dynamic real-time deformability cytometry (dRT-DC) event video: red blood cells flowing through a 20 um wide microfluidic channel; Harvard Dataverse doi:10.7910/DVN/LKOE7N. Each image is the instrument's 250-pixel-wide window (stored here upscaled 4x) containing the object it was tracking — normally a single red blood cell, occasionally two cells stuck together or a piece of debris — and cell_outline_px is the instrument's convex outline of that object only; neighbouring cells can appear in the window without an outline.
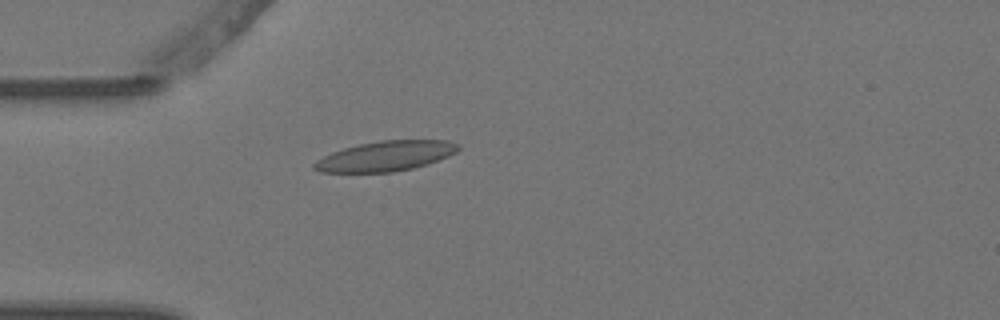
{"species": "Egyptian fruit bat (a non-hibernating species)", "species_latin": "Rousettus aegyptiacus", "temperature_condition": "warm", "stored_images_in_passage": 3, "camera_frame_rate_fps": 3000, "um_per_image_px": 0.085, "animal": {"sex": "female"}, "frame": {"image": 1, "passage_image": 3, "time_ms": 0.667, "image_size_px": [1000, 320], "cell_outline_px": [[460, 148], [456, 152], [448, 156], [428, 164], [412, 168], [392, 172], [320, 172], [312, 168], [312, 164], [316, 160], [332, 152], [344, 148], [360, 144], [380, 140], [448, 140], [460, 144]], "centroid_in_image_um": [32.79, 13.26], "position_along_channel_um": 52.2, "area_um2": 25.2}}